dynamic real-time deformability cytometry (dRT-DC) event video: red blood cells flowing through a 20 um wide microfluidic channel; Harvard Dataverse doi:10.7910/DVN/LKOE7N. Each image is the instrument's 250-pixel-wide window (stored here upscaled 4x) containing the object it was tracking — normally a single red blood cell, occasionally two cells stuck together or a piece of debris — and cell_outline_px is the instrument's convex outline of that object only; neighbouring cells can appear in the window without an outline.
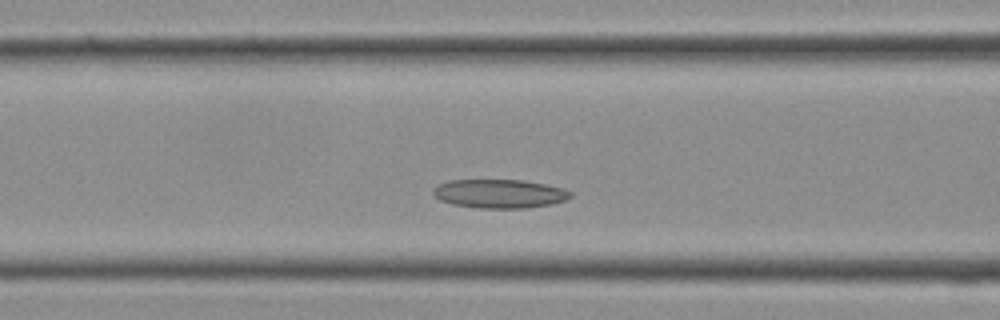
{"species": "Egyptian fruit bat (a non-hibernating species)", "species_latin": "Rousettus aegyptiacus", "temperature_condition": "cold", "stored_images_in_passage": 15, "camera_frame_rate_fps": 3000, "um_per_image_px": 0.085, "frame": {"image": 1, "passage_image": 7, "time_ms": 2.0, "image_size_px": [1000, 320], "cell_outline_px": [[572, 196], [564, 200], [552, 204], [524, 208], [476, 208], [452, 204], [440, 200], [432, 196], [432, 188], [448, 180], [524, 180], [564, 188], [572, 192]], "centroid_in_image_um": [42.43, 16.46], "position_along_channel_um": 124.2, "area_um2": 23.18}}
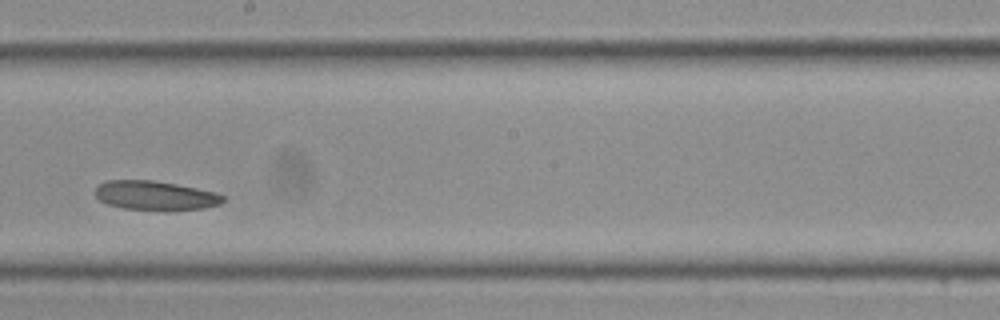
{"frame": {"image": 2, "passage_image": 12, "time_ms": 3.667, "image_size_px": [1000, 320], "cell_outline_px": [[224, 200], [220, 204], [204, 208], [168, 212], [124, 208], [108, 204], [100, 200], [96, 196], [96, 188], [100, 184], [108, 180], [152, 180], [176, 184], [216, 192], [224, 196]], "centroid_in_image_um": [13.24, 16.64], "position_along_channel_um": 235.0, "area_um2": 22.02}}
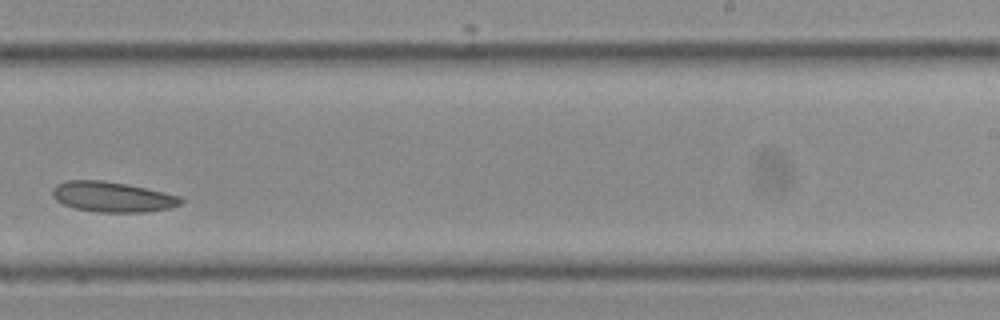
{"frame": {"image": 3, "passage_image": 14, "time_ms": 4.333, "image_size_px": [1000, 320], "cell_outline_px": [[184, 200], [180, 204], [172, 208], [144, 212], [96, 212], [76, 208], [64, 204], [56, 200], [52, 196], [52, 188], [56, 184], [68, 180], [100, 180], [124, 184], [164, 192], [180, 196]], "centroid_in_image_um": [9.54, 16.74], "position_along_channel_um": 279.5, "area_um2": 22.54}}